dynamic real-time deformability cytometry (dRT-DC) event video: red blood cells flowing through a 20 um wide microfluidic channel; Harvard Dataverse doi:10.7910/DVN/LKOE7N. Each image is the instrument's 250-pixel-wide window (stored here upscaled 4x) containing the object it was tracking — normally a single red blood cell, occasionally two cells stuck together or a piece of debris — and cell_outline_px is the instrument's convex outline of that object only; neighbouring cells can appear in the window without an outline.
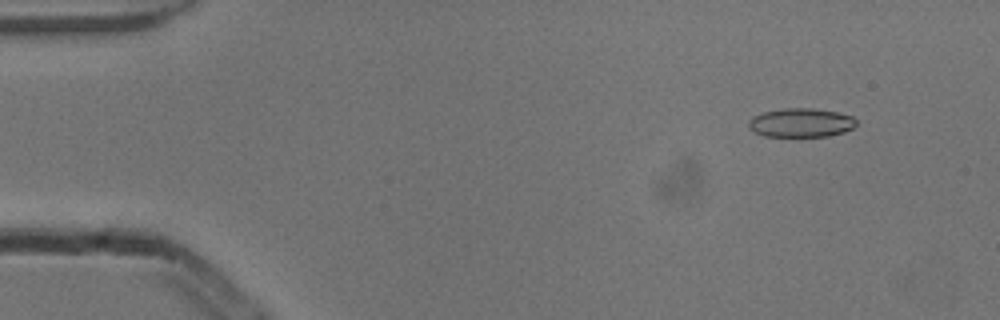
{"species": "common noctule bat (a hibernating species)", "species_latin": "Nyctalus noctula", "temperature_condition": "cold", "stored_images_in_passage": 53, "camera_frame_rate_fps": 3000, "um_per_image_px": 0.085, "animal": {"sex": "male", "body_mass_g": 13.3}, "frame": {"image": 1, "passage_image": 5, "time_ms": 1.333, "image_size_px": [1000, 320], "cell_outline_px": [[856, 124], [852, 128], [844, 132], [828, 136], [764, 136], [748, 128], [748, 120], [752, 116], [764, 112], [784, 108], [812, 108], [836, 112], [852, 116], [856, 120]], "centroid_in_image_um": [68.06, 10.43], "position_along_channel_um": 16.9, "area_um2": 18.09}}
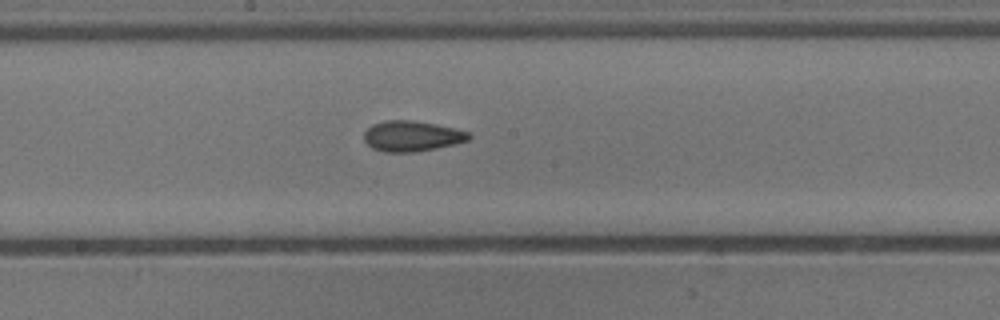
{"frame": {"image": 2, "passage_image": 28, "time_ms": 9.0, "image_size_px": [1000, 320], "cell_outline_px": [[472, 136], [468, 140], [456, 144], [436, 148], [412, 152], [384, 152], [372, 148], [364, 140], [364, 132], [372, 124], [384, 120], [412, 120], [436, 124], [456, 128], [468, 132]], "centroid_in_image_um": [35.01, 11.56], "position_along_channel_um": 213.2, "area_um2": 18.73}}
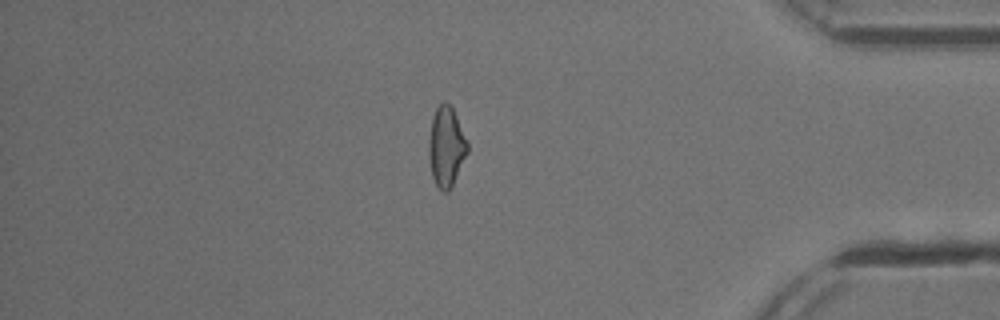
{"frame": {"image": 3, "passage_image": 45, "time_ms": 14.667, "image_size_px": [1000, 320], "cell_outline_px": [[468, 152], [448, 192], [444, 192], [436, 184], [432, 176], [428, 156], [428, 140], [432, 116], [436, 108], [444, 100], [452, 108], [456, 116], [468, 144]], "centroid_in_image_um": [37.9, 12.45], "position_along_channel_um": 397.3, "area_um2": 17.8}, "authors_computed_cell_mechanics": {"area_um2": 18.207, "velocity_mm_per_s": 3.8682, "shape_relaxation_time_tau1_ms": 4.7211, "shape_relaxation_time_tau2_ms": 4.9277, "deformation_change_tau1": 0.129, "deformation_change_tau2": 0.1324}}